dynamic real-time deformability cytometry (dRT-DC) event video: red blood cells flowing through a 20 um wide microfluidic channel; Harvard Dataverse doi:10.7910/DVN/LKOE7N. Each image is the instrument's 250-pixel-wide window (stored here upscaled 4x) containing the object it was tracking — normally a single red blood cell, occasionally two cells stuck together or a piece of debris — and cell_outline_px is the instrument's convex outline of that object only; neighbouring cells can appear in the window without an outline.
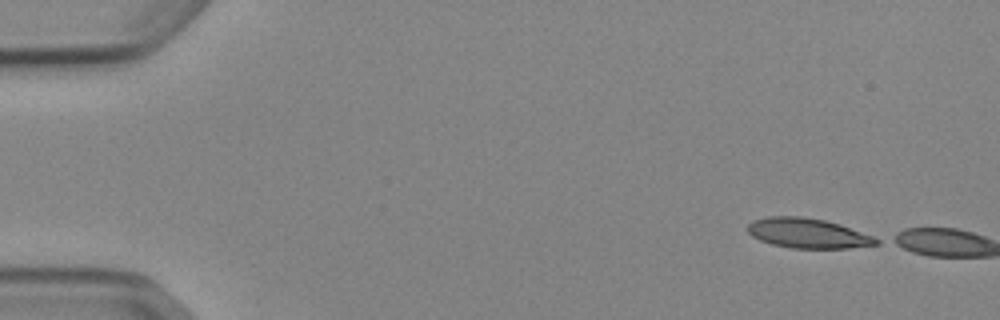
{"species": "Egyptian fruit bat (a non-hibernating species)", "species_latin": "Rousettus aegyptiacus", "temperature_condition": "cold", "stored_images_in_passage": 3, "camera_frame_rate_fps": 3000, "um_per_image_px": 0.085, "animal": {"sex": "female"}, "frame": {"image": 1, "passage_image": 1, "time_ms": 0.0, "image_size_px": [1000, 320], "cell_outline_px": [[880, 244], [848, 248], [792, 248], [772, 244], [760, 240], [752, 236], [748, 232], [748, 224], [752, 220], [768, 216], [800, 216], [824, 220], [840, 224], [872, 236], [880, 240]], "centroid_in_image_um": [68.65, 19.82], "position_along_channel_um": 16.4, "area_um2": 22.31}}